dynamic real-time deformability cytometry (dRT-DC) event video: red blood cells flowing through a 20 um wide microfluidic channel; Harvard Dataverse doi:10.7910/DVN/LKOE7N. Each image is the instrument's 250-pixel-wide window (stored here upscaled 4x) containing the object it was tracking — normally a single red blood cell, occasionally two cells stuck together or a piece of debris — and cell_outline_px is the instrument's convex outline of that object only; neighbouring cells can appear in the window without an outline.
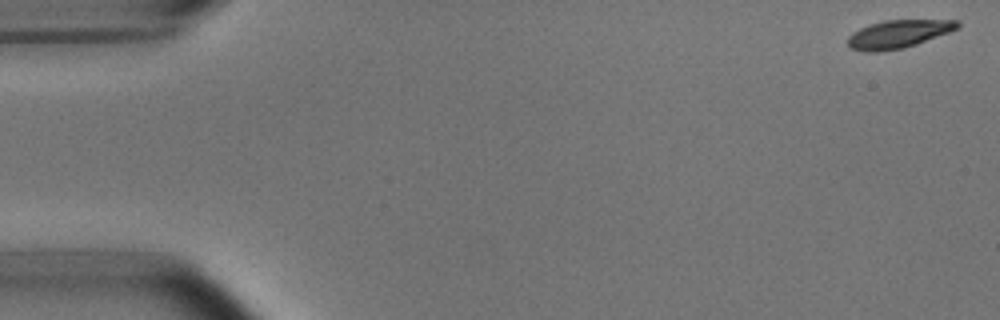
{"species": "common noctule bat (a hibernating species)", "species_latin": "Nyctalus noctula", "temperature_condition": "room temperature", "stored_images_in_passage": 53, "camera_frame_rate_fps": 3000, "um_per_image_px": 0.085, "animal": {"sex": "male", "body_mass_g": 15.6}, "frame": {"image": 1, "passage_image": 1, "time_ms": 0.0, "image_size_px": [1000, 320], "cell_outline_px": [[960, 28], [916, 44], [904, 48], [880, 52], [864, 52], [848, 48], [848, 36], [852, 32], [860, 28], [884, 20], [960, 20]], "centroid_in_image_um": [76.34, 2.9], "position_along_channel_um": 8.7, "area_um2": 18.03}}
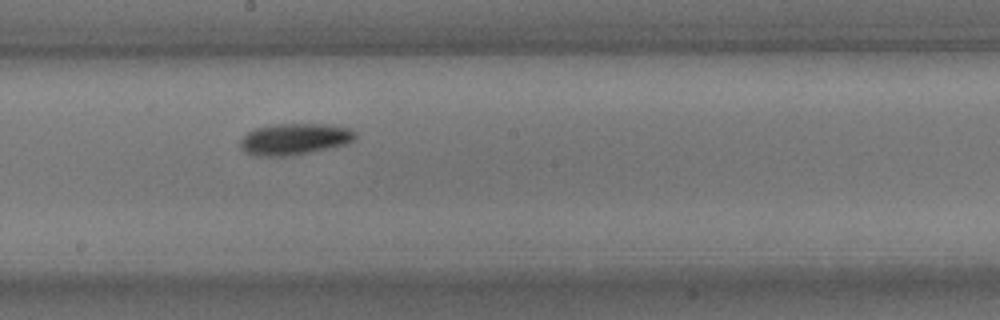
{"frame": {"image": 2, "passage_image": 29, "time_ms": 9.333, "image_size_px": [1000, 320], "cell_outline_px": [[356, 136], [352, 140], [344, 144], [308, 152], [288, 156], [256, 156], [244, 152], [240, 148], [240, 140], [248, 132], [256, 128], [272, 124], [324, 124], [348, 128], [356, 132]], "centroid_in_image_um": [24.97, 11.82], "position_along_channel_um": 223.2, "area_um2": 20.81}}
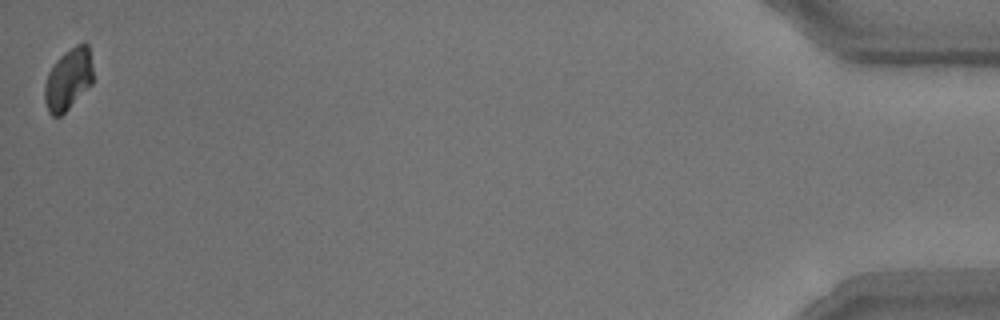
{"frame": {"image": 3, "passage_image": 53, "time_ms": 17.333, "image_size_px": [1000, 320], "cell_outline_px": [[92, 84], [60, 116], [52, 116], [48, 112], [44, 100], [44, 84], [48, 72], [56, 60], [64, 52], [76, 44], [84, 40], [88, 44], [92, 68]], "centroid_in_image_um": [5.79, 6.71], "position_along_channel_um": 429.4, "area_um2": 17.46}, "authors_computed_cell_mechanics": {"area_um2": 18.9584, "velocity_mm_per_s": 3.7154, "shape_relaxation_time_tau1_ms": 1.9891, "shape_relaxation_time_tau2_ms": null, "deformation_change_tau1": 0.1248, "deformation_change_tau2": null}}